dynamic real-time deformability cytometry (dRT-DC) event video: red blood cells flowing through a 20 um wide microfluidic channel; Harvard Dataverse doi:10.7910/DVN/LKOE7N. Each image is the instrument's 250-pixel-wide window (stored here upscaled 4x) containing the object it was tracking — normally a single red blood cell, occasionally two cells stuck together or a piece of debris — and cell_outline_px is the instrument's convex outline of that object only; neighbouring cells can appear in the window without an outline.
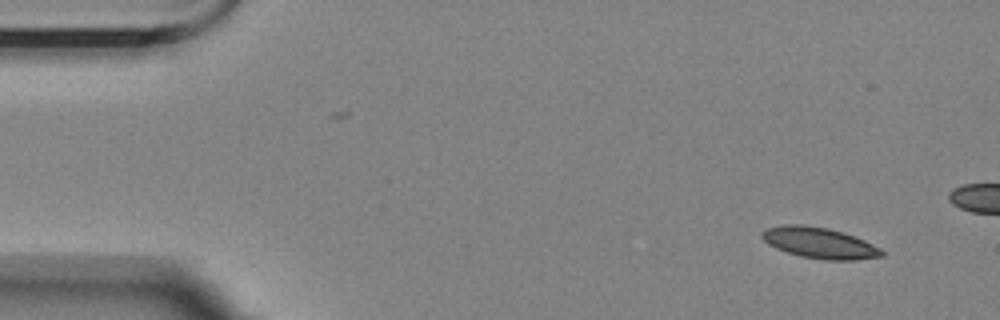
{"species": "Egyptian fruit bat (a non-hibernating species)", "species_latin": "Rousettus aegyptiacus", "temperature_condition": "room temperature", "stored_images_in_passage": 4, "camera_frame_rate_fps": 3000, "um_per_image_px": 0.085, "animal": {"sex": "female"}, "frame": {"image": 1, "passage_image": 1, "time_ms": 0.0, "image_size_px": [1000, 320], "cell_outline_px": [[884, 256], [856, 260], [824, 260], [800, 256], [776, 248], [768, 244], [760, 236], [760, 232], [768, 228], [784, 224], [804, 224], [828, 228], [844, 232], [864, 240], [880, 248], [884, 252]], "centroid_in_image_um": [69.65, 20.64], "position_along_channel_um": 15.3, "area_um2": 21.73}}